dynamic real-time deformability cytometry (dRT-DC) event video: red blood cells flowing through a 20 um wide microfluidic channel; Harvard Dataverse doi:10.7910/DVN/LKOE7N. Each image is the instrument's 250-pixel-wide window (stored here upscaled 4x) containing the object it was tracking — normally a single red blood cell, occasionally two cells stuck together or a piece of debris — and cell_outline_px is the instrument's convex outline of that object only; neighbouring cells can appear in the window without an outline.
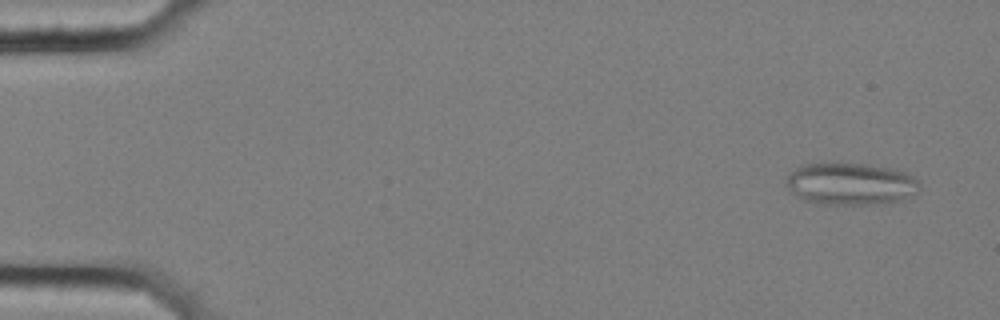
{"species": "common noctule bat (a hibernating species)", "species_latin": "Nyctalus noctula", "temperature_condition": "cold", "stored_images_in_passage": 55, "camera_frame_rate_fps": 3000, "um_per_image_px": 0.085, "animal": {"sex": "female", "body_mass_g": 25.1}, "frame": {"image": 1, "passage_image": 2, "time_ms": 0.333, "image_size_px": [1000, 320], "cell_outline_px": [[920, 192], [900, 200], [864, 204], [824, 204], [804, 200], [796, 196], [792, 192], [788, 184], [788, 172], [796, 168], [808, 164], [868, 164], [888, 168], [904, 172], [912, 176], [920, 184]], "centroid_in_image_um": [72.32, 15.63], "position_along_channel_um": 12.7, "area_um2": 32.08}}
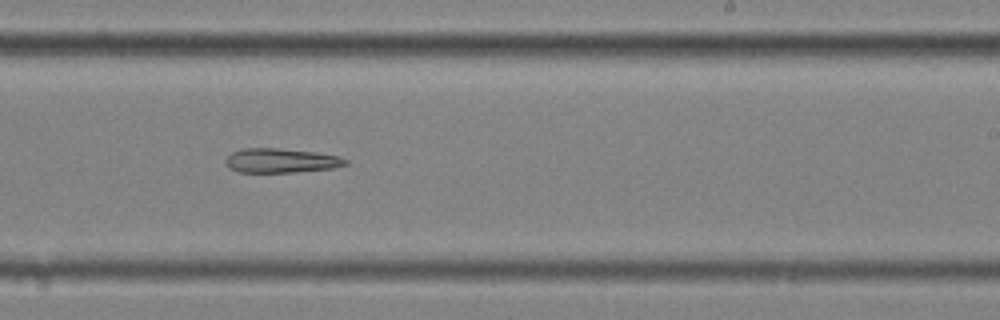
{"frame": {"image": 2, "passage_image": 34, "time_ms": 11.0, "image_size_px": [1000, 320], "cell_outline_px": [[348, 164], [332, 168], [292, 172], [236, 172], [228, 168], [224, 164], [224, 160], [232, 152], [240, 148], [276, 148], [316, 152], [340, 156], [348, 160]], "centroid_in_image_um": [23.84, 13.65], "position_along_channel_um": 265.2, "area_um2": 17.17}}
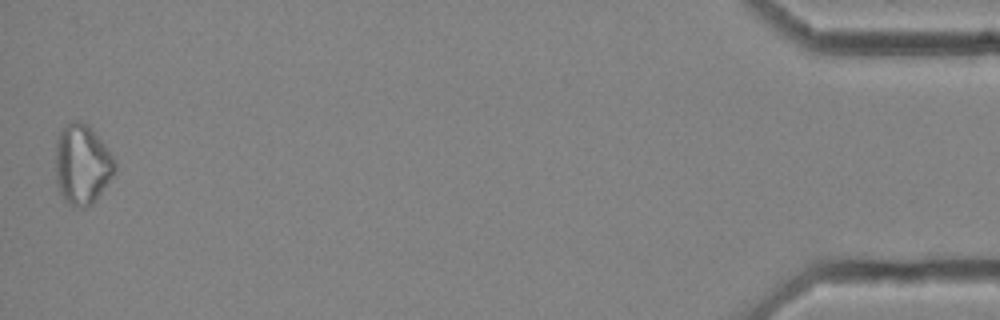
{"frame": {"image": 3, "passage_image": 55, "time_ms": 18.0, "image_size_px": [1000, 320], "cell_outline_px": [[116, 172], [96, 200], [92, 204], [84, 208], [80, 208], [68, 204], [64, 200], [60, 192], [56, 180], [56, 140], [60, 132], [72, 120], [76, 120], [88, 124], [92, 128], [116, 160]], "centroid_in_image_um": [7.0, 13.99], "position_along_channel_um": 428.2, "area_um2": 27.86}}